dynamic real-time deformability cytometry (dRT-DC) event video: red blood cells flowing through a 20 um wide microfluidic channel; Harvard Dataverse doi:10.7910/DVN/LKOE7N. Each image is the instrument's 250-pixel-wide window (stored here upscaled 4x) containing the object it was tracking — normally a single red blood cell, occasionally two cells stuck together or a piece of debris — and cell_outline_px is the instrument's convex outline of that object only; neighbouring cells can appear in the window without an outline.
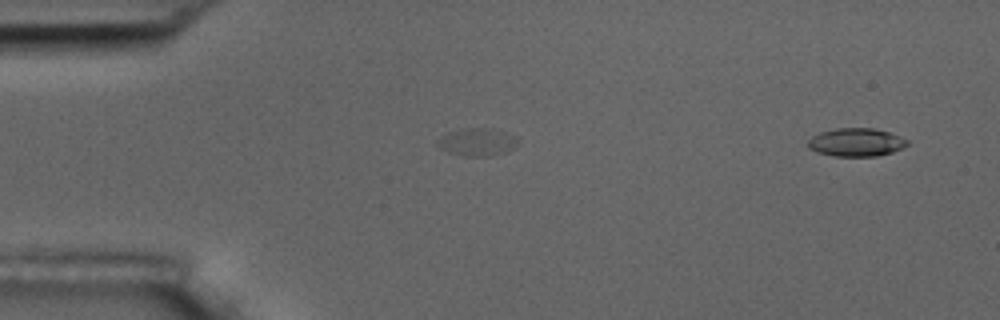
{"species": "common noctule bat (a hibernating species)", "species_latin": "Nyctalus noctula", "temperature_condition": "room temperature", "stored_images_in_passage": 2, "camera_frame_rate_fps": 3000, "um_per_image_px": 0.085, "animal": {"sex": "male", "body_mass_g": 17.5, "forearm_length_mm": 52.3}, "frame": {"image": 1, "passage_image": 2, "time_ms": 1.333, "image_size_px": [1000, 320], "cell_outline_px": [[908, 144], [892, 152], [876, 156], [832, 156], [816, 152], [808, 148], [808, 140], [812, 136], [820, 132], [836, 128], [872, 128], [888, 132], [908, 140]], "centroid_in_image_um": [72.72, 12.1], "position_along_channel_um": 12.3, "area_um2": 16.24}}